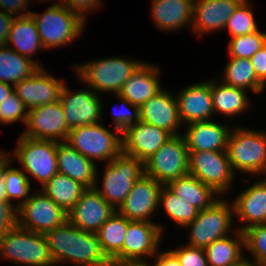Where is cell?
<instances>
[{
	"label": "cell",
	"instance_id": "1",
	"mask_svg": "<svg viewBox=\"0 0 266 266\" xmlns=\"http://www.w3.org/2000/svg\"><path fill=\"white\" fill-rule=\"evenodd\" d=\"M55 265L109 266L111 260L103 252L96 233L78 229L70 222L44 234Z\"/></svg>",
	"mask_w": 266,
	"mask_h": 266
},
{
	"label": "cell",
	"instance_id": "2",
	"mask_svg": "<svg viewBox=\"0 0 266 266\" xmlns=\"http://www.w3.org/2000/svg\"><path fill=\"white\" fill-rule=\"evenodd\" d=\"M142 60L126 59L125 57H108L94 59L83 64H74L71 69L86 87H90L97 94H119L132 74L143 63Z\"/></svg>",
	"mask_w": 266,
	"mask_h": 266
},
{
	"label": "cell",
	"instance_id": "3",
	"mask_svg": "<svg viewBox=\"0 0 266 266\" xmlns=\"http://www.w3.org/2000/svg\"><path fill=\"white\" fill-rule=\"evenodd\" d=\"M227 153L234 173L266 176V131L234 126L228 137Z\"/></svg>",
	"mask_w": 266,
	"mask_h": 266
},
{
	"label": "cell",
	"instance_id": "4",
	"mask_svg": "<svg viewBox=\"0 0 266 266\" xmlns=\"http://www.w3.org/2000/svg\"><path fill=\"white\" fill-rule=\"evenodd\" d=\"M44 49L71 44L82 37L85 21L64 4H51L42 14L31 12Z\"/></svg>",
	"mask_w": 266,
	"mask_h": 266
},
{
	"label": "cell",
	"instance_id": "5",
	"mask_svg": "<svg viewBox=\"0 0 266 266\" xmlns=\"http://www.w3.org/2000/svg\"><path fill=\"white\" fill-rule=\"evenodd\" d=\"M225 199L222 196L210 207L199 211L197 217L185 226V229H190L187 245L205 249L215 240L231 235L237 230L233 222L235 216L232 201Z\"/></svg>",
	"mask_w": 266,
	"mask_h": 266
},
{
	"label": "cell",
	"instance_id": "6",
	"mask_svg": "<svg viewBox=\"0 0 266 266\" xmlns=\"http://www.w3.org/2000/svg\"><path fill=\"white\" fill-rule=\"evenodd\" d=\"M0 258L12 265L54 266L44 234L23 229L18 225L0 237Z\"/></svg>",
	"mask_w": 266,
	"mask_h": 266
},
{
	"label": "cell",
	"instance_id": "7",
	"mask_svg": "<svg viewBox=\"0 0 266 266\" xmlns=\"http://www.w3.org/2000/svg\"><path fill=\"white\" fill-rule=\"evenodd\" d=\"M17 146L13 152L4 154L11 161L21 164L26 175L38 180L42 188L54 175L58 173L57 167V141L34 139L20 135Z\"/></svg>",
	"mask_w": 266,
	"mask_h": 266
},
{
	"label": "cell",
	"instance_id": "8",
	"mask_svg": "<svg viewBox=\"0 0 266 266\" xmlns=\"http://www.w3.org/2000/svg\"><path fill=\"white\" fill-rule=\"evenodd\" d=\"M103 167L102 185L96 184L94 188L117 211L134 182L145 174L144 162L122 151Z\"/></svg>",
	"mask_w": 266,
	"mask_h": 266
},
{
	"label": "cell",
	"instance_id": "9",
	"mask_svg": "<svg viewBox=\"0 0 266 266\" xmlns=\"http://www.w3.org/2000/svg\"><path fill=\"white\" fill-rule=\"evenodd\" d=\"M113 130L101 123L82 125L70 129L65 142L95 164L98 161L107 163L122 152V132Z\"/></svg>",
	"mask_w": 266,
	"mask_h": 266
},
{
	"label": "cell",
	"instance_id": "10",
	"mask_svg": "<svg viewBox=\"0 0 266 266\" xmlns=\"http://www.w3.org/2000/svg\"><path fill=\"white\" fill-rule=\"evenodd\" d=\"M189 174L221 197L232 190L237 175L232 170L227 151L189 152Z\"/></svg>",
	"mask_w": 266,
	"mask_h": 266
},
{
	"label": "cell",
	"instance_id": "11",
	"mask_svg": "<svg viewBox=\"0 0 266 266\" xmlns=\"http://www.w3.org/2000/svg\"><path fill=\"white\" fill-rule=\"evenodd\" d=\"M145 175L162 185L189 174V151L182 134L172 136L144 162Z\"/></svg>",
	"mask_w": 266,
	"mask_h": 266
},
{
	"label": "cell",
	"instance_id": "12",
	"mask_svg": "<svg viewBox=\"0 0 266 266\" xmlns=\"http://www.w3.org/2000/svg\"><path fill=\"white\" fill-rule=\"evenodd\" d=\"M36 192H32L29 199L17 208V225L40 234L64 225L68 213L41 190Z\"/></svg>",
	"mask_w": 266,
	"mask_h": 266
},
{
	"label": "cell",
	"instance_id": "13",
	"mask_svg": "<svg viewBox=\"0 0 266 266\" xmlns=\"http://www.w3.org/2000/svg\"><path fill=\"white\" fill-rule=\"evenodd\" d=\"M101 100L99 94L90 87L75 92L65 83L59 101L68 128L102 123L104 105Z\"/></svg>",
	"mask_w": 266,
	"mask_h": 266
},
{
	"label": "cell",
	"instance_id": "14",
	"mask_svg": "<svg viewBox=\"0 0 266 266\" xmlns=\"http://www.w3.org/2000/svg\"><path fill=\"white\" fill-rule=\"evenodd\" d=\"M25 125L21 135L34 139L64 142L70 131L60 101L29 110Z\"/></svg>",
	"mask_w": 266,
	"mask_h": 266
},
{
	"label": "cell",
	"instance_id": "15",
	"mask_svg": "<svg viewBox=\"0 0 266 266\" xmlns=\"http://www.w3.org/2000/svg\"><path fill=\"white\" fill-rule=\"evenodd\" d=\"M162 184L143 175L135 181L124 203L117 210L128 220L153 222L152 216L160 209V192ZM151 218V219H150Z\"/></svg>",
	"mask_w": 266,
	"mask_h": 266
},
{
	"label": "cell",
	"instance_id": "16",
	"mask_svg": "<svg viewBox=\"0 0 266 266\" xmlns=\"http://www.w3.org/2000/svg\"><path fill=\"white\" fill-rule=\"evenodd\" d=\"M66 81L59 80L40 67L31 76L13 86L14 93L29 111L40 105L58 102Z\"/></svg>",
	"mask_w": 266,
	"mask_h": 266
},
{
	"label": "cell",
	"instance_id": "17",
	"mask_svg": "<svg viewBox=\"0 0 266 266\" xmlns=\"http://www.w3.org/2000/svg\"><path fill=\"white\" fill-rule=\"evenodd\" d=\"M116 210L94 188H87L68 212V222L83 231L96 233Z\"/></svg>",
	"mask_w": 266,
	"mask_h": 266
},
{
	"label": "cell",
	"instance_id": "18",
	"mask_svg": "<svg viewBox=\"0 0 266 266\" xmlns=\"http://www.w3.org/2000/svg\"><path fill=\"white\" fill-rule=\"evenodd\" d=\"M171 137L166 130L140 121L122 132V151L145 162Z\"/></svg>",
	"mask_w": 266,
	"mask_h": 266
},
{
	"label": "cell",
	"instance_id": "19",
	"mask_svg": "<svg viewBox=\"0 0 266 266\" xmlns=\"http://www.w3.org/2000/svg\"><path fill=\"white\" fill-rule=\"evenodd\" d=\"M164 230L155 222L131 220L123 242V259L153 258L162 243Z\"/></svg>",
	"mask_w": 266,
	"mask_h": 266
},
{
	"label": "cell",
	"instance_id": "20",
	"mask_svg": "<svg viewBox=\"0 0 266 266\" xmlns=\"http://www.w3.org/2000/svg\"><path fill=\"white\" fill-rule=\"evenodd\" d=\"M175 96L182 124L209 121L215 116L211 96V79L183 87Z\"/></svg>",
	"mask_w": 266,
	"mask_h": 266
},
{
	"label": "cell",
	"instance_id": "21",
	"mask_svg": "<svg viewBox=\"0 0 266 266\" xmlns=\"http://www.w3.org/2000/svg\"><path fill=\"white\" fill-rule=\"evenodd\" d=\"M140 120L162 128L172 136L182 133L177 99L169 89L163 88L140 107Z\"/></svg>",
	"mask_w": 266,
	"mask_h": 266
},
{
	"label": "cell",
	"instance_id": "22",
	"mask_svg": "<svg viewBox=\"0 0 266 266\" xmlns=\"http://www.w3.org/2000/svg\"><path fill=\"white\" fill-rule=\"evenodd\" d=\"M243 0H194L191 29L198 37L224 30L229 17Z\"/></svg>",
	"mask_w": 266,
	"mask_h": 266
},
{
	"label": "cell",
	"instance_id": "23",
	"mask_svg": "<svg viewBox=\"0 0 266 266\" xmlns=\"http://www.w3.org/2000/svg\"><path fill=\"white\" fill-rule=\"evenodd\" d=\"M264 177L242 190L232 200L235 219L243 224L237 227L241 232L254 225L266 224V176Z\"/></svg>",
	"mask_w": 266,
	"mask_h": 266
},
{
	"label": "cell",
	"instance_id": "24",
	"mask_svg": "<svg viewBox=\"0 0 266 266\" xmlns=\"http://www.w3.org/2000/svg\"><path fill=\"white\" fill-rule=\"evenodd\" d=\"M182 133L188 151H227L228 137L232 127L214 120L194 122Z\"/></svg>",
	"mask_w": 266,
	"mask_h": 266
},
{
	"label": "cell",
	"instance_id": "25",
	"mask_svg": "<svg viewBox=\"0 0 266 266\" xmlns=\"http://www.w3.org/2000/svg\"><path fill=\"white\" fill-rule=\"evenodd\" d=\"M89 158L83 156L67 142H57V167L58 173L67 175L87 188H92L98 183L99 170Z\"/></svg>",
	"mask_w": 266,
	"mask_h": 266
},
{
	"label": "cell",
	"instance_id": "26",
	"mask_svg": "<svg viewBox=\"0 0 266 266\" xmlns=\"http://www.w3.org/2000/svg\"><path fill=\"white\" fill-rule=\"evenodd\" d=\"M194 0H152L151 19L162 31H179L191 28Z\"/></svg>",
	"mask_w": 266,
	"mask_h": 266
},
{
	"label": "cell",
	"instance_id": "27",
	"mask_svg": "<svg viewBox=\"0 0 266 266\" xmlns=\"http://www.w3.org/2000/svg\"><path fill=\"white\" fill-rule=\"evenodd\" d=\"M160 68L150 62H143L124 84L119 95L131 104L141 107L152 96L163 89L160 82ZM160 82V83H159Z\"/></svg>",
	"mask_w": 266,
	"mask_h": 266
},
{
	"label": "cell",
	"instance_id": "28",
	"mask_svg": "<svg viewBox=\"0 0 266 266\" xmlns=\"http://www.w3.org/2000/svg\"><path fill=\"white\" fill-rule=\"evenodd\" d=\"M6 45L42 67V64L36 62V58L34 59V54L36 55L40 49L44 50V47L31 14L14 19Z\"/></svg>",
	"mask_w": 266,
	"mask_h": 266
},
{
	"label": "cell",
	"instance_id": "29",
	"mask_svg": "<svg viewBox=\"0 0 266 266\" xmlns=\"http://www.w3.org/2000/svg\"><path fill=\"white\" fill-rule=\"evenodd\" d=\"M243 89L224 84L218 79H211V96L214 113L224 117L241 115L250 109L251 101L249 95Z\"/></svg>",
	"mask_w": 266,
	"mask_h": 266
},
{
	"label": "cell",
	"instance_id": "30",
	"mask_svg": "<svg viewBox=\"0 0 266 266\" xmlns=\"http://www.w3.org/2000/svg\"><path fill=\"white\" fill-rule=\"evenodd\" d=\"M165 186L178 198L190 203L199 211L210 207L221 197L211 187L190 174L172 180Z\"/></svg>",
	"mask_w": 266,
	"mask_h": 266
},
{
	"label": "cell",
	"instance_id": "31",
	"mask_svg": "<svg viewBox=\"0 0 266 266\" xmlns=\"http://www.w3.org/2000/svg\"><path fill=\"white\" fill-rule=\"evenodd\" d=\"M230 236L215 240L204 249L208 266H230L245 257L243 232L237 229Z\"/></svg>",
	"mask_w": 266,
	"mask_h": 266
},
{
	"label": "cell",
	"instance_id": "32",
	"mask_svg": "<svg viewBox=\"0 0 266 266\" xmlns=\"http://www.w3.org/2000/svg\"><path fill=\"white\" fill-rule=\"evenodd\" d=\"M130 221L116 211L96 232L102 250L110 260L123 259V242Z\"/></svg>",
	"mask_w": 266,
	"mask_h": 266
},
{
	"label": "cell",
	"instance_id": "33",
	"mask_svg": "<svg viewBox=\"0 0 266 266\" xmlns=\"http://www.w3.org/2000/svg\"><path fill=\"white\" fill-rule=\"evenodd\" d=\"M220 80L224 84L250 90L255 94L264 92L266 86L256 77L253 65L249 58L229 57Z\"/></svg>",
	"mask_w": 266,
	"mask_h": 266
},
{
	"label": "cell",
	"instance_id": "34",
	"mask_svg": "<svg viewBox=\"0 0 266 266\" xmlns=\"http://www.w3.org/2000/svg\"><path fill=\"white\" fill-rule=\"evenodd\" d=\"M87 189L82 183L67 175L57 173L40 190L67 213Z\"/></svg>",
	"mask_w": 266,
	"mask_h": 266
},
{
	"label": "cell",
	"instance_id": "35",
	"mask_svg": "<svg viewBox=\"0 0 266 266\" xmlns=\"http://www.w3.org/2000/svg\"><path fill=\"white\" fill-rule=\"evenodd\" d=\"M39 68L33 60L20 55L7 45L0 46V82L14 86Z\"/></svg>",
	"mask_w": 266,
	"mask_h": 266
},
{
	"label": "cell",
	"instance_id": "36",
	"mask_svg": "<svg viewBox=\"0 0 266 266\" xmlns=\"http://www.w3.org/2000/svg\"><path fill=\"white\" fill-rule=\"evenodd\" d=\"M13 161L8 158L3 152V174L6 184V197L10 204H13V199H21L16 203L18 208L29 199L31 191V180L22 169L17 167H10Z\"/></svg>",
	"mask_w": 266,
	"mask_h": 266
},
{
	"label": "cell",
	"instance_id": "37",
	"mask_svg": "<svg viewBox=\"0 0 266 266\" xmlns=\"http://www.w3.org/2000/svg\"><path fill=\"white\" fill-rule=\"evenodd\" d=\"M159 206H163L166 216L176 225L184 227L191 223L198 215L199 210L185 200L174 195L165 185L160 192Z\"/></svg>",
	"mask_w": 266,
	"mask_h": 266
},
{
	"label": "cell",
	"instance_id": "38",
	"mask_svg": "<svg viewBox=\"0 0 266 266\" xmlns=\"http://www.w3.org/2000/svg\"><path fill=\"white\" fill-rule=\"evenodd\" d=\"M266 44V31L259 29L253 33L230 38L227 45L228 57L251 58Z\"/></svg>",
	"mask_w": 266,
	"mask_h": 266
},
{
	"label": "cell",
	"instance_id": "39",
	"mask_svg": "<svg viewBox=\"0 0 266 266\" xmlns=\"http://www.w3.org/2000/svg\"><path fill=\"white\" fill-rule=\"evenodd\" d=\"M251 4L250 0H243L229 17L225 29L231 38L253 33L259 29Z\"/></svg>",
	"mask_w": 266,
	"mask_h": 266
},
{
	"label": "cell",
	"instance_id": "40",
	"mask_svg": "<svg viewBox=\"0 0 266 266\" xmlns=\"http://www.w3.org/2000/svg\"><path fill=\"white\" fill-rule=\"evenodd\" d=\"M244 247L258 266H266V224L254 225L243 231Z\"/></svg>",
	"mask_w": 266,
	"mask_h": 266
},
{
	"label": "cell",
	"instance_id": "41",
	"mask_svg": "<svg viewBox=\"0 0 266 266\" xmlns=\"http://www.w3.org/2000/svg\"><path fill=\"white\" fill-rule=\"evenodd\" d=\"M27 115L28 110L23 101L14 92L0 104V123L2 125L18 121L25 125Z\"/></svg>",
	"mask_w": 266,
	"mask_h": 266
},
{
	"label": "cell",
	"instance_id": "42",
	"mask_svg": "<svg viewBox=\"0 0 266 266\" xmlns=\"http://www.w3.org/2000/svg\"><path fill=\"white\" fill-rule=\"evenodd\" d=\"M115 97L117 100L120 101L118 105L120 104L123 107V109L119 108L120 110L116 111L115 109L112 108L111 111H114L112 112V118H113L112 121H114L113 128H116L119 131L123 132L127 127L141 121L140 107L131 104L127 99H125L119 94H116Z\"/></svg>",
	"mask_w": 266,
	"mask_h": 266
},
{
	"label": "cell",
	"instance_id": "43",
	"mask_svg": "<svg viewBox=\"0 0 266 266\" xmlns=\"http://www.w3.org/2000/svg\"><path fill=\"white\" fill-rule=\"evenodd\" d=\"M179 260L181 266H208L203 248L181 245L177 249H169Z\"/></svg>",
	"mask_w": 266,
	"mask_h": 266
},
{
	"label": "cell",
	"instance_id": "44",
	"mask_svg": "<svg viewBox=\"0 0 266 266\" xmlns=\"http://www.w3.org/2000/svg\"><path fill=\"white\" fill-rule=\"evenodd\" d=\"M17 225V208L0 197V237Z\"/></svg>",
	"mask_w": 266,
	"mask_h": 266
},
{
	"label": "cell",
	"instance_id": "45",
	"mask_svg": "<svg viewBox=\"0 0 266 266\" xmlns=\"http://www.w3.org/2000/svg\"><path fill=\"white\" fill-rule=\"evenodd\" d=\"M102 0H66L64 5L71 11L79 15L85 22L86 16L91 12L98 11L102 7Z\"/></svg>",
	"mask_w": 266,
	"mask_h": 266
},
{
	"label": "cell",
	"instance_id": "46",
	"mask_svg": "<svg viewBox=\"0 0 266 266\" xmlns=\"http://www.w3.org/2000/svg\"><path fill=\"white\" fill-rule=\"evenodd\" d=\"M32 0H0V10L15 18L30 15Z\"/></svg>",
	"mask_w": 266,
	"mask_h": 266
},
{
	"label": "cell",
	"instance_id": "47",
	"mask_svg": "<svg viewBox=\"0 0 266 266\" xmlns=\"http://www.w3.org/2000/svg\"><path fill=\"white\" fill-rule=\"evenodd\" d=\"M256 77L266 86V44L251 58Z\"/></svg>",
	"mask_w": 266,
	"mask_h": 266
},
{
	"label": "cell",
	"instance_id": "48",
	"mask_svg": "<svg viewBox=\"0 0 266 266\" xmlns=\"http://www.w3.org/2000/svg\"><path fill=\"white\" fill-rule=\"evenodd\" d=\"M15 17L0 10V46H6Z\"/></svg>",
	"mask_w": 266,
	"mask_h": 266
},
{
	"label": "cell",
	"instance_id": "49",
	"mask_svg": "<svg viewBox=\"0 0 266 266\" xmlns=\"http://www.w3.org/2000/svg\"><path fill=\"white\" fill-rule=\"evenodd\" d=\"M159 249L155 256L154 266H181L177 257L170 251H160Z\"/></svg>",
	"mask_w": 266,
	"mask_h": 266
},
{
	"label": "cell",
	"instance_id": "50",
	"mask_svg": "<svg viewBox=\"0 0 266 266\" xmlns=\"http://www.w3.org/2000/svg\"><path fill=\"white\" fill-rule=\"evenodd\" d=\"M150 263V264H149ZM109 266H154V262H148V258L145 259H120L111 260Z\"/></svg>",
	"mask_w": 266,
	"mask_h": 266
},
{
	"label": "cell",
	"instance_id": "51",
	"mask_svg": "<svg viewBox=\"0 0 266 266\" xmlns=\"http://www.w3.org/2000/svg\"><path fill=\"white\" fill-rule=\"evenodd\" d=\"M13 92H14L13 85L0 82V104L2 103V101L8 98Z\"/></svg>",
	"mask_w": 266,
	"mask_h": 266
},
{
	"label": "cell",
	"instance_id": "52",
	"mask_svg": "<svg viewBox=\"0 0 266 266\" xmlns=\"http://www.w3.org/2000/svg\"><path fill=\"white\" fill-rule=\"evenodd\" d=\"M3 174V151L0 150V197H6V184Z\"/></svg>",
	"mask_w": 266,
	"mask_h": 266
},
{
	"label": "cell",
	"instance_id": "53",
	"mask_svg": "<svg viewBox=\"0 0 266 266\" xmlns=\"http://www.w3.org/2000/svg\"><path fill=\"white\" fill-rule=\"evenodd\" d=\"M230 266H258L256 265L250 258L245 256L242 260H240L238 263L230 265Z\"/></svg>",
	"mask_w": 266,
	"mask_h": 266
},
{
	"label": "cell",
	"instance_id": "54",
	"mask_svg": "<svg viewBox=\"0 0 266 266\" xmlns=\"http://www.w3.org/2000/svg\"><path fill=\"white\" fill-rule=\"evenodd\" d=\"M39 1H41L43 3V2H47V1L49 2L51 0H39ZM54 1H55L54 4H64L66 0H58V2H56L57 0H54Z\"/></svg>",
	"mask_w": 266,
	"mask_h": 266
}]
</instances>
